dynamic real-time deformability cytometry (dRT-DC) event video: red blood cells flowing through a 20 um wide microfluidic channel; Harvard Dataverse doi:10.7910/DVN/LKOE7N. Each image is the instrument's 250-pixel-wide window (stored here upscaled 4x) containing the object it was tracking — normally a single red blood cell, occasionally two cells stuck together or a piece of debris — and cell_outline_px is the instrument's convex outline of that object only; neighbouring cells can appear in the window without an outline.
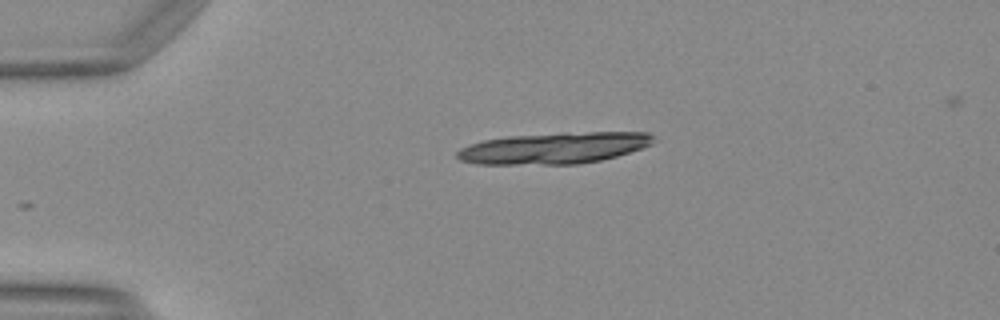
{"species": "Egyptian fruit bat (a non-hibernating species)", "species_latin": "Rousettus aegyptiacus", "temperature_condition": "warm", "stored_images_in_passage": 8, "camera_frame_rate_fps": 3000, "um_per_image_px": 0.085, "animal": {"sex": "female"}, "frame": {"image": 1, "passage_image": 1, "time_ms": 0.0, "image_size_px": [1000, 320], "cell_outline_px": [[656, 136], [652, 144], [644, 148], [616, 156], [600, 160], [580, 164], [476, 164], [460, 160], [456, 156], [456, 152], [460, 148], [484, 140], [508, 136], [564, 132], [648, 132]], "centroid_in_image_um": [47.14, 12.58], "position_along_channel_um": 37.9, "area_um2": 36.13}}